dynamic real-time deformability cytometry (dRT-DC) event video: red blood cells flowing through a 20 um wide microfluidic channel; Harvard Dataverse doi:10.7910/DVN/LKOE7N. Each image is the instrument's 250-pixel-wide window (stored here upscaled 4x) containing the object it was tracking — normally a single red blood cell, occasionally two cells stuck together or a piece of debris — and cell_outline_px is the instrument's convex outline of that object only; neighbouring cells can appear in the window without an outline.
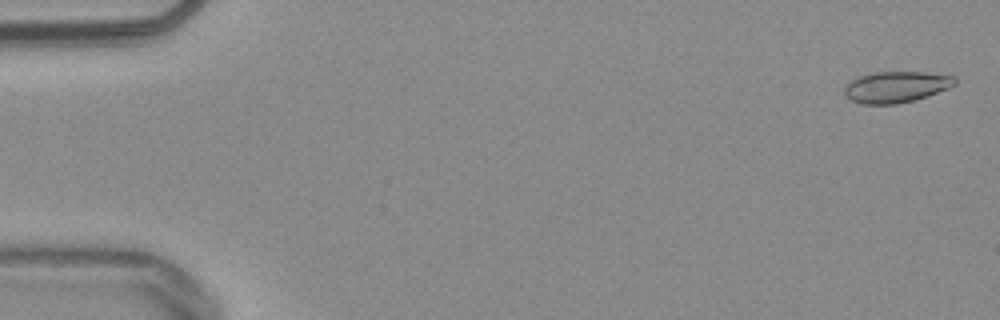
{"species": "common noctule bat (a hibernating species)", "species_latin": "Nyctalus noctula", "temperature_condition": "warm", "stored_images_in_passage": 9, "camera_frame_rate_fps": 3000, "um_per_image_px": 0.085, "animal": {"sex": "male", "body_mass_g": 20.4}, "frame": {"image": 1, "passage_image": 2, "time_ms": 0.333, "image_size_px": [1000, 320], "cell_outline_px": [[956, 84], [948, 88], [916, 100], [896, 104], [860, 104], [852, 100], [844, 92], [844, 88], [852, 80], [860, 76], [876, 72], [924, 72], [952, 76], [956, 80]], "centroid_in_image_um": [76.18, 7.4], "position_along_channel_um": 8.8, "area_um2": 19.83}}